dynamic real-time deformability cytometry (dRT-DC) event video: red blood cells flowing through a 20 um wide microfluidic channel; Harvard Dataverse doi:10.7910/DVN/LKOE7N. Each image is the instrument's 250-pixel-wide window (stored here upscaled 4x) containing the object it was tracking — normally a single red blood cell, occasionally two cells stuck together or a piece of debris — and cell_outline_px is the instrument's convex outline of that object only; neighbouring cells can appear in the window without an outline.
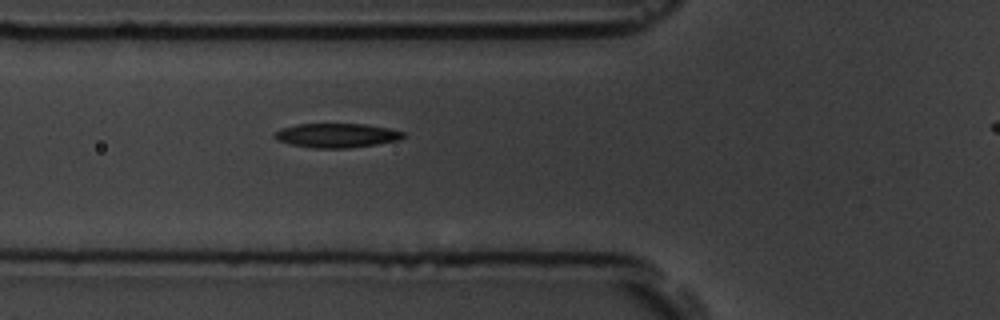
{"species": "common noctule bat (a hibernating species)", "species_latin": "Nyctalus noctula", "temperature_condition": "room temperature", "stored_images_in_passage": 4, "segment_of_instrument_passage": [1, 2], "camera_frame_rate_fps": 3000, "um_per_image_px": 0.085, "animal": {"sex": "male", "body_mass_g": 19.5, "forearm_length_mm": 54.6}, "frame": {"image": 1, "passage_image": 3, "time_ms": 2.333, "image_size_px": [1000, 320], "cell_outline_px": [[408, 136], [400, 140], [376, 144], [348, 148], [312, 148], [292, 144], [276, 140], [272, 136], [280, 128], [296, 124], [364, 124], [388, 128], [404, 132]], "centroid_in_image_um": [28.63, 11.51], "position_along_channel_um": 97.2, "area_um2": 18.26}}